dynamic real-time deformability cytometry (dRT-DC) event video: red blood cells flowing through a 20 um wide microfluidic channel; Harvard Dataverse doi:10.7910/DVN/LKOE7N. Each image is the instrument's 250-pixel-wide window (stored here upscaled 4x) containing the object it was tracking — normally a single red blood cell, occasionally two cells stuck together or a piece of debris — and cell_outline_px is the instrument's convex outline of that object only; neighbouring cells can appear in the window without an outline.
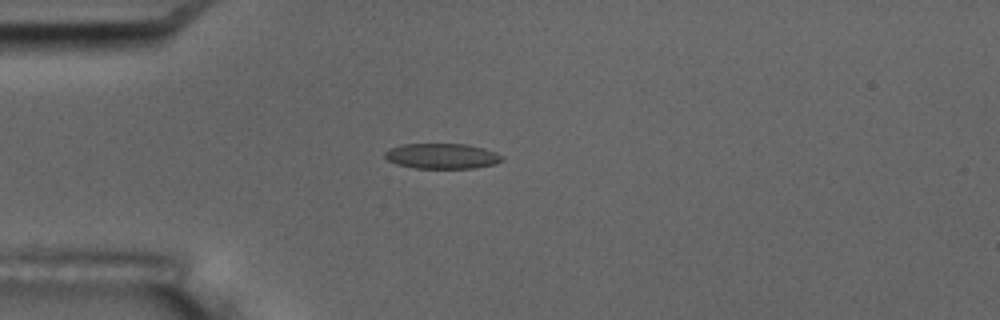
{"species": "common noctule bat (a hibernating species)", "species_latin": "Nyctalus noctula", "temperature_condition": "room temperature", "stored_images_in_passage": 7, "camera_frame_rate_fps": 3000, "um_per_image_px": 0.085, "animal": {"sex": "male", "body_mass_g": 17.5, "forearm_length_mm": 52.3}, "frame": {"image": 1, "passage_image": 3, "time_ms": 3.333, "image_size_px": [1000, 320], "cell_outline_px": [[504, 160], [496, 164], [472, 168], [416, 168], [396, 164], [388, 160], [384, 156], [384, 152], [388, 148], [400, 144], [468, 144], [484, 148], [496, 152], [504, 156]], "centroid_in_image_um": [37.58, 13.26], "position_along_channel_um": 47.4, "area_um2": 17.51}}
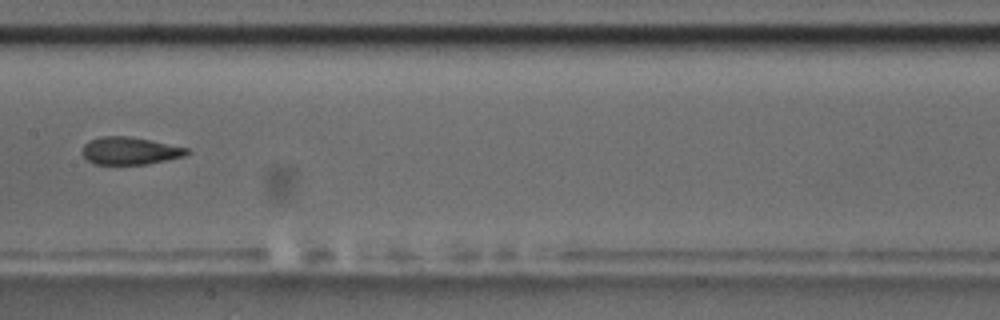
{"frame": {"image": 2, "passage_image": 7, "time_ms": 8.0, "image_size_px": [1000, 320], "cell_outline_px": [[192, 152], [184, 156], [148, 164], [96, 164], [88, 160], [84, 156], [84, 144], [88, 140], [104, 136], [128, 136], [188, 148]], "centroid_in_image_um": [11.06, 12.82], "position_along_channel_um": 196.3, "area_um2": 16.53}}